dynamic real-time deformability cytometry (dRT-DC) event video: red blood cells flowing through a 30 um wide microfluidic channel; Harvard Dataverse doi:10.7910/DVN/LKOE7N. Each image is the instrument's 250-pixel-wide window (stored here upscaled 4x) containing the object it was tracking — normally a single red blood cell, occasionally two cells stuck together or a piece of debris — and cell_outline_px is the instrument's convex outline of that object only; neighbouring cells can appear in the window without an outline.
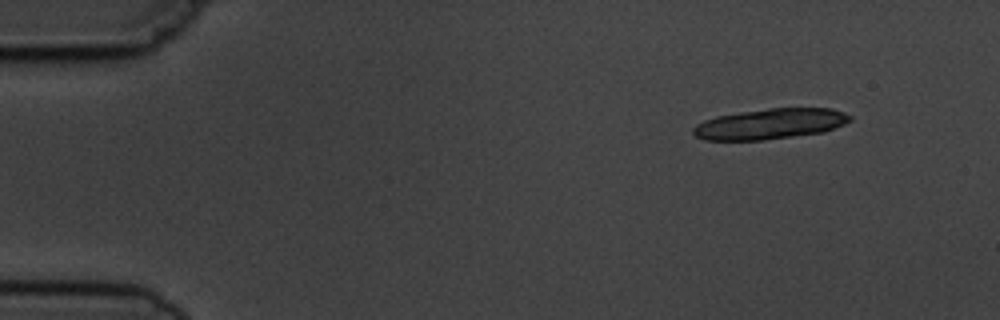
{"species": "common noctule bat (a hibernating species)", "species_latin": "Nyctalus noctula", "temperature_condition": "cold", "stored_images_in_passage": 5, "camera_frame_rate_fps": 3000, "um_per_image_px": 0.085, "animal": {"sex": "male", "body_mass_g": 19.5, "forearm_length_mm": 54.6}, "frame": {"image": 1, "passage_image": 1, "time_ms": 0.0, "image_size_px": [1000, 320], "cell_outline_px": [[852, 120], [844, 124], [824, 132], [764, 140], [704, 140], [696, 136], [692, 132], [692, 128], [696, 124], [704, 120], [716, 116], [740, 112], [768, 108], [832, 108], [844, 112], [852, 116]], "centroid_in_image_um": [65.47, 10.53], "position_along_channel_um": 19.5, "area_um2": 28.03}}